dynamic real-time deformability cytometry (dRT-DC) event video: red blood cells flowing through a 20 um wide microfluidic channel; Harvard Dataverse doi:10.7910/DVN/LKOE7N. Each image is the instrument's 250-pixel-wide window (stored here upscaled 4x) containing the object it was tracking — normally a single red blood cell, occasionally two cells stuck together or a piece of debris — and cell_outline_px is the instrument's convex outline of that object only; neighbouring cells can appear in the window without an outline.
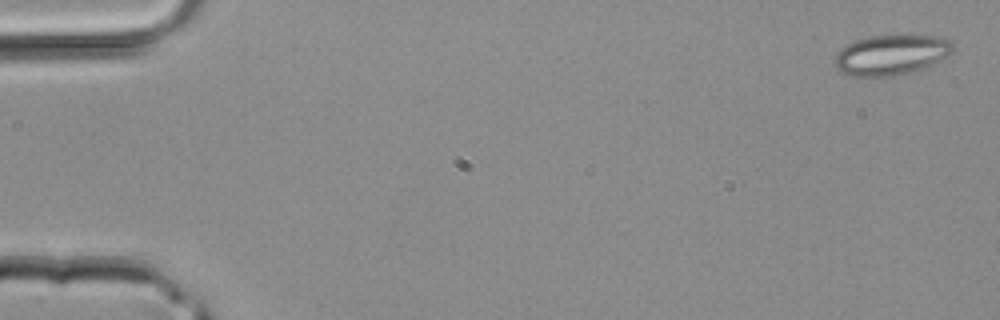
{"species": "common noctule bat (a hibernating species)", "species_latin": "Nyctalus noctula", "temperature_condition": "room temperature", "stored_images_in_passage": 40, "camera_frame_rate_fps": 3000, "um_per_image_px": 0.085, "animal": {"sex": "male", "body_mass_g": 20.4}, "frame": {"image": 1, "passage_image": 1, "time_ms": 0.0, "image_size_px": [1000, 320], "cell_outline_px": [[956, 48], [948, 56], [936, 64], [924, 68], [896, 76], [852, 76], [840, 72], [836, 68], [836, 52], [844, 44], [856, 40], [872, 36], [944, 36]], "centroid_in_image_um": [75.78, 4.67], "position_along_channel_um": 9.2, "area_um2": 27.92}}
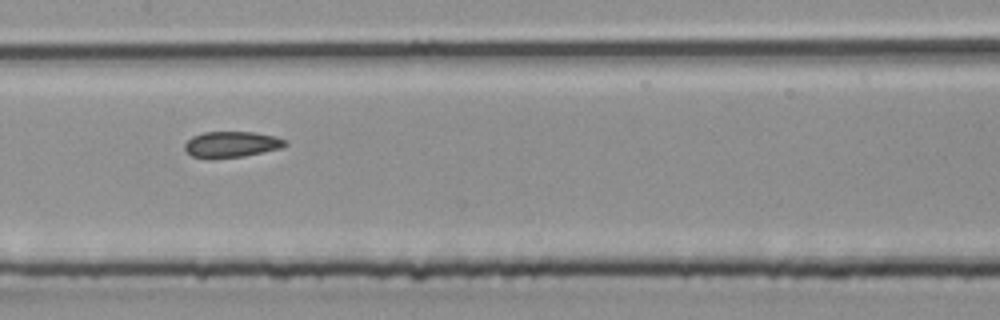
{"frame": {"image": 2, "passage_image": 20, "time_ms": 6.333, "image_size_px": [1000, 320], "cell_outline_px": [[288, 144], [280, 148], [244, 156], [212, 160], [192, 156], [184, 148], [184, 144], [192, 136], [204, 132], [252, 132], [276, 136], [288, 140]], "centroid_in_image_um": [19.67, 12.28], "position_along_channel_um": 187.7, "area_um2": 15.43}}
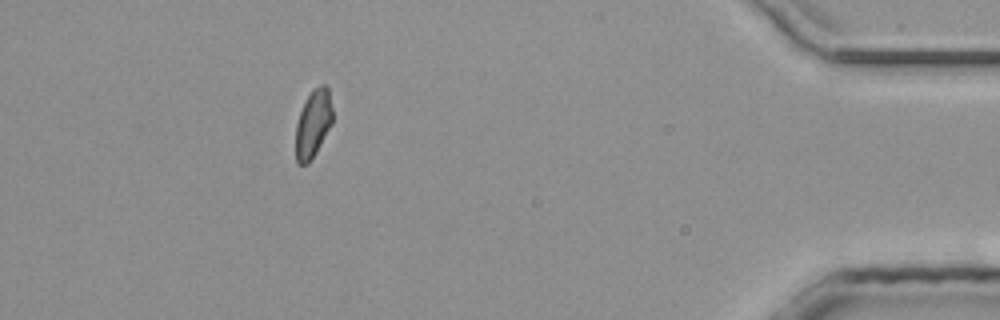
{"frame": {"image": 3, "passage_image": 36, "time_ms": 11.667, "image_size_px": [1000, 320], "cell_outline_px": [[332, 124], [316, 152], [308, 164], [296, 164], [296, 124], [300, 112], [312, 88], [320, 84], [324, 84], [328, 88], [332, 108]], "centroid_in_image_um": [26.62, 10.51], "position_along_channel_um": 408.6, "area_um2": 14.51}}